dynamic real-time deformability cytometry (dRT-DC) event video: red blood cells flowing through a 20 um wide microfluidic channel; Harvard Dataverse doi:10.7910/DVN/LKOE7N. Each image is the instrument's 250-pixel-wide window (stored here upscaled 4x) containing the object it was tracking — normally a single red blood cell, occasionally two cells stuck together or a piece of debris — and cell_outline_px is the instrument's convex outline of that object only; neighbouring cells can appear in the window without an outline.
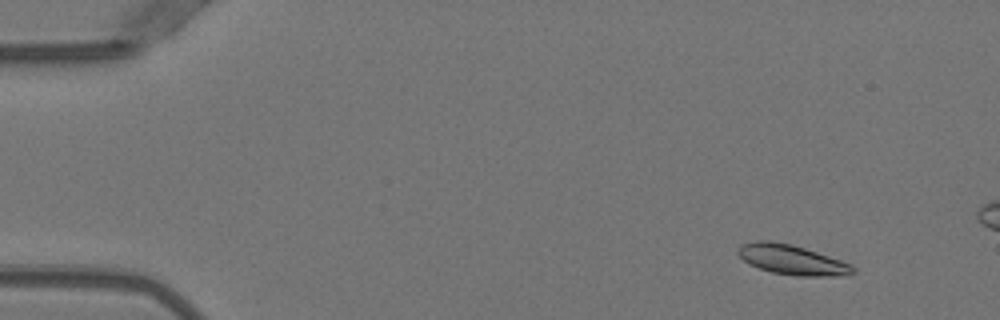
{"species": "Egyptian fruit bat (a non-hibernating species)", "species_latin": "Rousettus aegyptiacus", "temperature_condition": "warm", "stored_images_in_passage": 13, "camera_frame_rate_fps": 3000, "um_per_image_px": 0.085, "animal": {"sex": "female"}, "frame": {"image": 1, "passage_image": 3, "time_ms": 0.667, "image_size_px": [1000, 320], "cell_outline_px": [[856, 272], [844, 276], [796, 276], [772, 272], [748, 264], [736, 252], [740, 244], [756, 240], [768, 240], [792, 244], [852, 264], [856, 268]], "centroid_in_image_um": [67.32, 22.08], "position_along_channel_um": 17.7, "area_um2": 20.11}}